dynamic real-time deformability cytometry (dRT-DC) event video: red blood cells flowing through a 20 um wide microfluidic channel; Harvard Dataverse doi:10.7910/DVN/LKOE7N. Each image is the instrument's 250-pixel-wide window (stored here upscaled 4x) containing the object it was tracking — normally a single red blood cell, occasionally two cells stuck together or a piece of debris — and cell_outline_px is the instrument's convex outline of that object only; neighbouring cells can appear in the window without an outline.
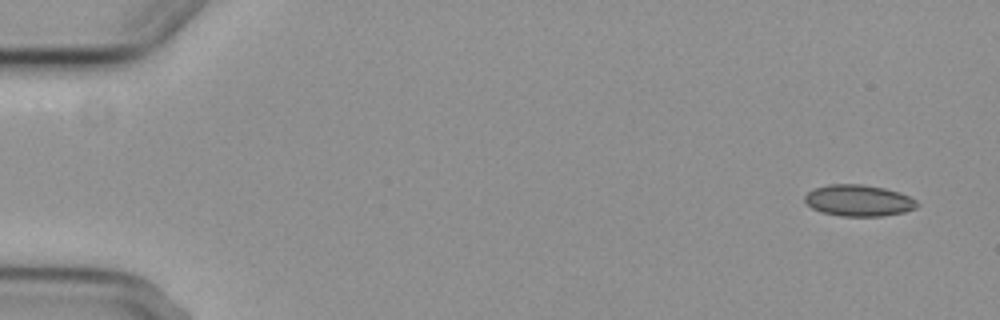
{"species": "common noctule bat (a hibernating species)", "species_latin": "Nyctalus noctula", "temperature_condition": "cold", "stored_images_in_passage": 6, "segment_of_instrument_passage": [2, 2], "camera_frame_rate_fps": 3000, "um_per_image_px": 0.085, "animal": {"sex": "female", "body_mass_g": 29.2, "forearm_length_mm": 56.3}, "frame": {"image": 1, "passage_image": 6, "time_ms": 7.0, "image_size_px": [1000, 320], "cell_outline_px": [[920, 204], [916, 208], [904, 212], [880, 216], [840, 216], [820, 212], [812, 208], [804, 200], [804, 196], [812, 188], [828, 184], [860, 184], [884, 188], [908, 196], [916, 200]], "centroid_in_image_um": [72.95, 17.04], "position_along_channel_um": 12.1, "area_um2": 20.58}}